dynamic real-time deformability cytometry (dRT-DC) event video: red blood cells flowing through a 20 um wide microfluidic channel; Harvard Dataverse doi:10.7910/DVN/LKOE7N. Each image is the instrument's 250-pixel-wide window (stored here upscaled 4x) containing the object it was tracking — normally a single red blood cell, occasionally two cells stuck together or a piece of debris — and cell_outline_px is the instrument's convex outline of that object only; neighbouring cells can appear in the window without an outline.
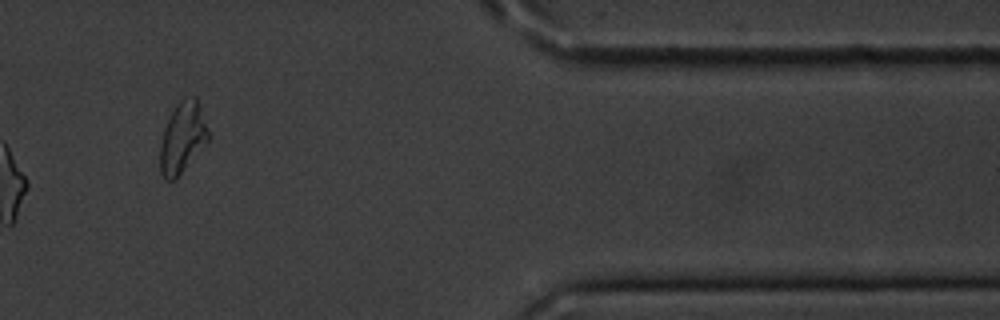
{"species": "common noctule bat (a hibernating species)", "species_latin": "Nyctalus noctula", "temperature_condition": "cold", "stored_images_in_passage": 15, "camera_frame_rate_fps": 3000, "um_per_image_px": 0.085, "animal": {"sex": "male", "body_mass_g": 20.1, "forearm_length_mm": 53.5}, "frame": {"image": 1, "passage_image": 13, "time_ms": 15.667, "image_size_px": [1000, 320], "cell_outline_px": [[208, 140], [176, 180], [164, 180], [160, 172], [160, 144], [164, 128], [176, 104], [180, 100], [192, 96], [196, 96], [208, 132]], "centroid_in_image_um": [15.48, 11.74], "position_along_channel_um": 395.9, "area_um2": 19.59}, "authors_computed_cell_mechanics": {"area_um2": 17.2822, "velocity_mm_per_s": 3.5375, "shape_relaxation_time_tau1_ms": 1.9314, "shape_relaxation_time_tau2_ms": 4.8184, "deformation_change_tau1": 0.0852, "deformation_change_tau2": 0.122}}